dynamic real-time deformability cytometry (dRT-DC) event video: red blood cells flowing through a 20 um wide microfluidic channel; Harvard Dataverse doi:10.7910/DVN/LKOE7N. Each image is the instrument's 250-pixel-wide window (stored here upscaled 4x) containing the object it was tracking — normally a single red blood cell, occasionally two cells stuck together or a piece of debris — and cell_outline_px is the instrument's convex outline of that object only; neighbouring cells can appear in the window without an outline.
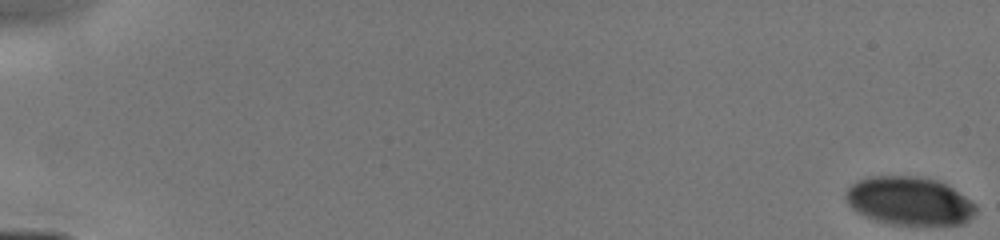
{"species": "human", "species_latin": "Homo sapiens", "temperature_condition": "cold", "stored_images_in_passage": 17, "camera_frame_rate_fps": 3000, "um_per_image_px": 0.085, "donor": {"sex": "male"}, "frame": {"image": 1, "passage_image": 1, "time_ms": 0.0, "image_size_px": [1000, 240], "cell_outline_px": [[976, 212], [964, 224], [888, 224], [864, 216], [856, 212], [848, 204], [844, 196], [848, 184], [856, 180], [868, 176], [916, 176], [936, 180], [948, 184], [976, 204]], "centroid_in_image_um": [77.25, 17.06], "position_along_channel_um": 7.8, "area_um2": 36.99}}
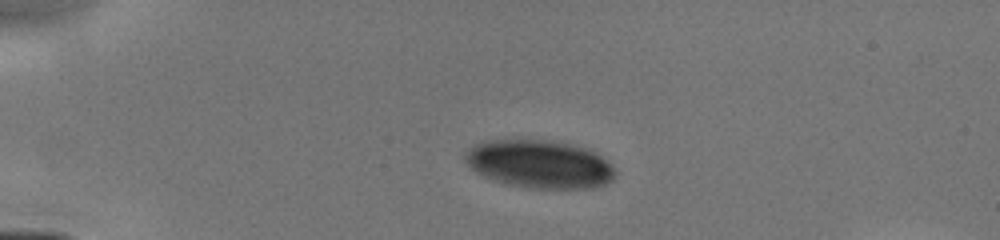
{"frame": {"image": 2, "passage_image": 12, "time_ms": 4.0, "image_size_px": [1000, 240], "cell_outline_px": [[616, 176], [612, 180], [596, 188], [528, 188], [508, 184], [484, 176], [476, 172], [464, 160], [464, 152], [472, 144], [484, 140], [556, 140], [576, 144], [588, 148], [596, 152], [608, 160], [612, 164], [616, 172]], "centroid_in_image_um": [45.89, 13.92], "position_along_channel_um": 39.1, "area_um2": 42.71}}